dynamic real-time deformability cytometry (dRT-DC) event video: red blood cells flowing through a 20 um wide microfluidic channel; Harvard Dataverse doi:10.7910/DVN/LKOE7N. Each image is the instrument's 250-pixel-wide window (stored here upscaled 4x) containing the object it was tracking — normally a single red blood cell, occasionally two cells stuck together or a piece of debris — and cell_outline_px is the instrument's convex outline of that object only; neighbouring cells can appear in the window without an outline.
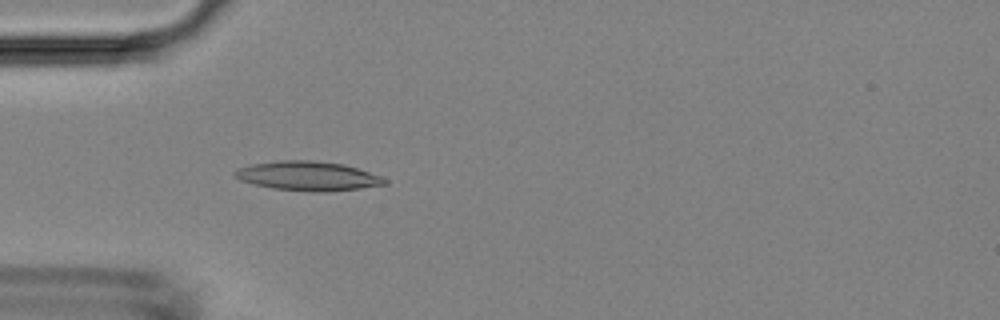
{"species": "Egyptian fruit bat (a non-hibernating species)", "species_latin": "Rousettus aegyptiacus", "temperature_condition": "room temperature", "stored_images_in_passage": 5, "camera_frame_rate_fps": 3000, "um_per_image_px": 0.085, "animal": {"sex": "female"}, "frame": {"image": 1, "passage_image": 5, "time_ms": 4.667, "image_size_px": [1000, 320], "cell_outline_px": [[388, 184], [360, 188], [328, 192], [312, 192], [272, 188], [240, 180], [232, 172], [236, 168], [252, 164], [280, 160], [312, 160], [344, 164], [380, 176], [388, 180]], "centroid_in_image_um": [26.17, 14.96], "position_along_channel_um": 58.8, "area_um2": 25.55}}